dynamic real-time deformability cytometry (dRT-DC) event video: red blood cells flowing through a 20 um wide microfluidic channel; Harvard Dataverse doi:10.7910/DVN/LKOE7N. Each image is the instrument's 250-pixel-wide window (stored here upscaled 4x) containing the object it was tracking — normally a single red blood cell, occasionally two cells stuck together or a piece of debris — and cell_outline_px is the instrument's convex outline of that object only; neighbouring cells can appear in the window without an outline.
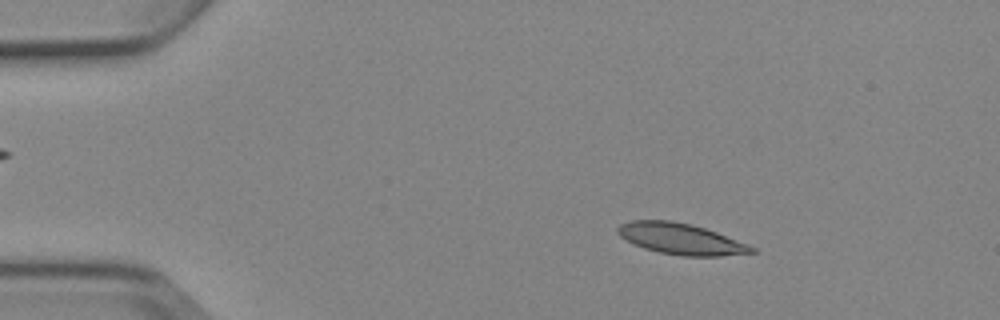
{"species": "Egyptian fruit bat (a non-hibernating species)", "species_latin": "Rousettus aegyptiacus", "temperature_condition": "cold", "stored_images_in_passage": 4, "camera_frame_rate_fps": 3000, "um_per_image_px": 0.085, "animal": {"sex": "female"}, "frame": {"image": 1, "passage_image": 2, "time_ms": 1.0, "image_size_px": [1000, 320], "cell_outline_px": [[756, 252], [720, 256], [684, 256], [660, 252], [644, 248], [632, 244], [620, 236], [616, 232], [616, 228], [620, 224], [632, 220], [668, 220], [692, 224], [716, 232], [748, 244], [756, 248]], "centroid_in_image_um": [57.84, 20.3], "position_along_channel_um": 27.2, "area_um2": 24.22}}